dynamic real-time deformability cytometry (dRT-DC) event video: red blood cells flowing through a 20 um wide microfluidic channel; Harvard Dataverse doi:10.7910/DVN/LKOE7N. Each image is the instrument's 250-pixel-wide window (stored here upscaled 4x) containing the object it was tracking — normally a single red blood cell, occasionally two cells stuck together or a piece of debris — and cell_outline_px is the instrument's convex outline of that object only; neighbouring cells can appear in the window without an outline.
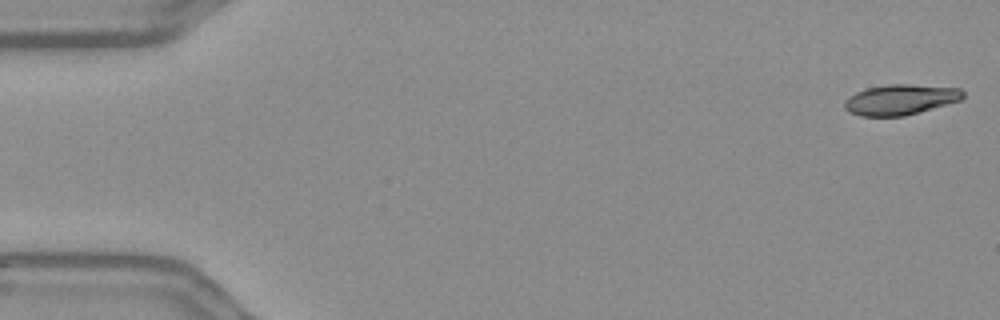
{"species": "Egyptian fruit bat (a non-hibernating species)", "species_latin": "Rousettus aegyptiacus", "temperature_condition": "warm", "stored_images_in_passage": 55, "camera_frame_rate_fps": 3000, "um_per_image_px": 0.085, "frame": {"image": 1, "passage_image": 1, "time_ms": 0.0, "image_size_px": [1000, 320], "cell_outline_px": [[964, 96], [960, 100], [904, 116], [860, 116], [848, 112], [844, 108], [844, 100], [848, 96], [856, 92], [868, 88], [888, 84], [912, 84], [960, 88], [964, 92]], "centroid_in_image_um": [76.49, 8.46], "position_along_channel_um": 8.5, "area_um2": 20.98}}
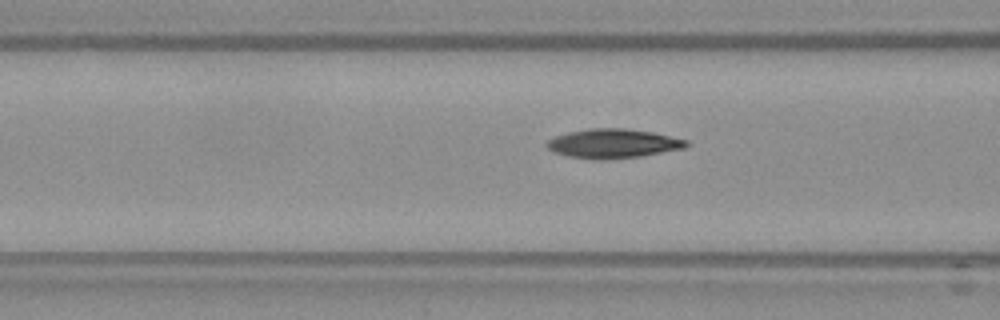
{"frame": {"image": 2, "passage_image": 21, "time_ms": 6.667, "image_size_px": [1000, 320], "cell_outline_px": [[688, 144], [684, 148], [640, 156], [604, 160], [592, 160], [568, 156], [552, 152], [544, 144], [548, 140], [556, 136], [568, 132], [588, 128], [624, 128], [652, 132], [688, 140]], "centroid_in_image_um": [52.06, 12.2], "position_along_channel_um": 114.5, "area_um2": 23.81}}
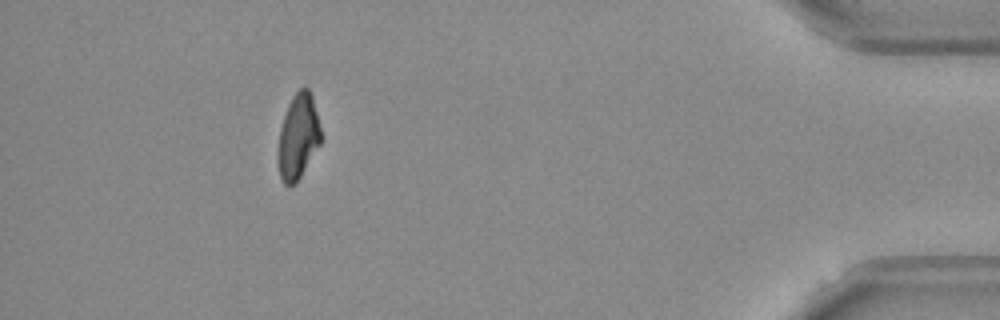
{"frame": {"image": 3, "passage_image": 50, "time_ms": 16.333, "image_size_px": [1000, 320], "cell_outline_px": [[324, 136], [320, 144], [296, 184], [288, 188], [284, 184], [280, 176], [276, 160], [276, 152], [280, 128], [288, 104], [292, 96], [300, 88], [308, 88], [312, 96]], "centroid_in_image_um": [25.33, 11.66], "position_along_channel_um": 409.9, "area_um2": 21.91}, "authors_computed_cell_mechanics": {"area_um2": 22.8888, "velocity_mm_per_s": 3.6606, "shape_relaxation_time_tau1_ms": 7.6314, "shape_relaxation_time_tau2_ms": 7.0244, "deformation_change_tau1": 0.2193, "deformation_change_tau2": 0.1382}}